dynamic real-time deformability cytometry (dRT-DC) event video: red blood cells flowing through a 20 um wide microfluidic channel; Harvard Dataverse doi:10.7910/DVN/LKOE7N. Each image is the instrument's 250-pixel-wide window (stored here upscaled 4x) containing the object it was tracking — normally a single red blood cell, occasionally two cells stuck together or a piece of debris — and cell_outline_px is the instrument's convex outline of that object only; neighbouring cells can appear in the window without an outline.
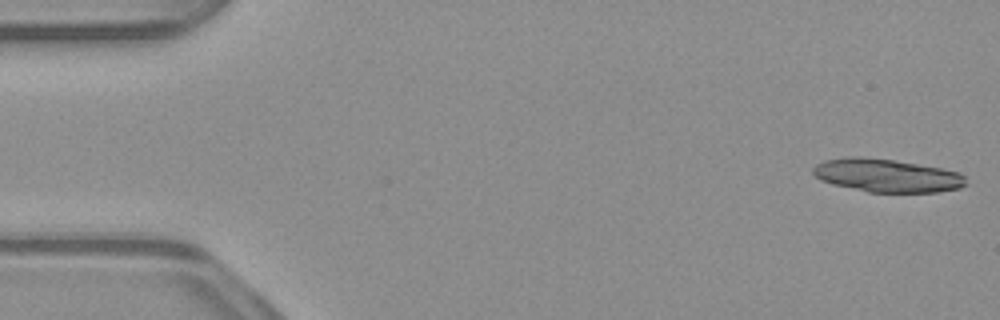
{"species": "common noctule bat (a hibernating species)", "species_latin": "Nyctalus noctula", "temperature_condition": "warm", "stored_images_in_passage": 38, "camera_frame_rate_fps": 3000, "um_per_image_px": 0.085, "animal": {"sex": "male", "body_mass_g": 23.1, "forearm_length_mm": 52.7}, "frame": {"image": 1, "passage_image": 1, "time_ms": 0.0, "image_size_px": [1000, 320], "cell_outline_px": [[968, 184], [960, 188], [936, 192], [868, 192], [832, 184], [820, 180], [812, 172], [812, 168], [816, 164], [824, 160], [848, 156], [860, 156], [892, 160], [940, 168], [960, 172], [964, 176]], "centroid_in_image_um": [75.36, 14.92], "position_along_channel_um": 9.6, "area_um2": 29.59}}
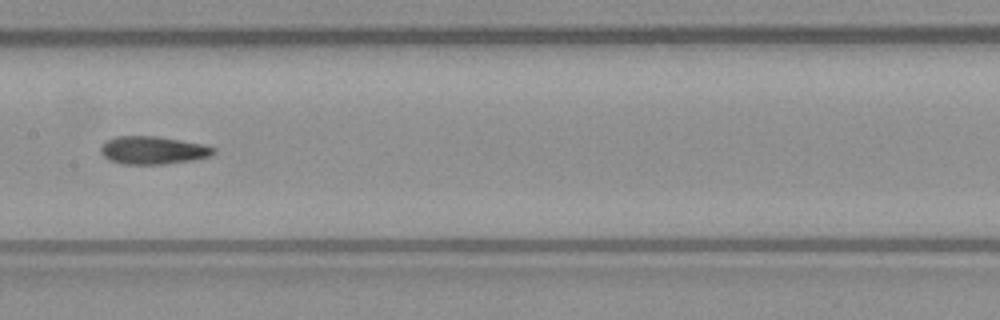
{"frame": {"image": 2, "passage_image": 26, "time_ms": 8.333, "image_size_px": [1000, 320], "cell_outline_px": [[216, 152], [212, 156], [192, 160], [164, 164], [124, 164], [112, 160], [104, 156], [100, 152], [100, 148], [108, 140], [116, 136], [156, 136], [204, 144], [216, 148]], "centroid_in_image_um": [13.05, 12.77], "position_along_channel_um": 194.3, "area_um2": 18.26}}
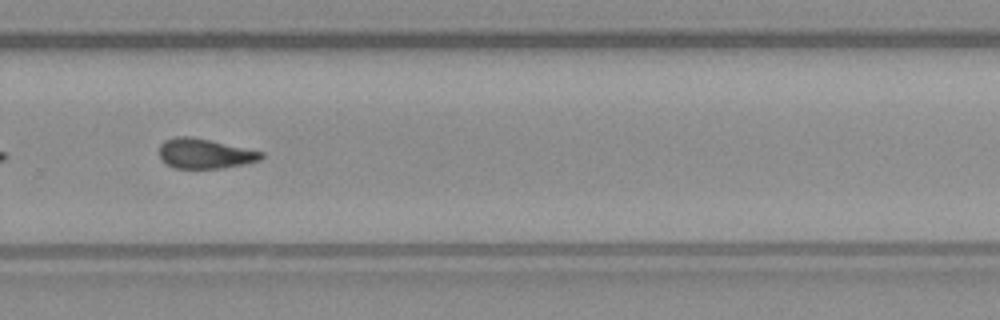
{"frame": {"image": 3, "passage_image": 35, "time_ms": 11.333, "image_size_px": [1000, 320], "cell_outline_px": [[264, 156], [260, 160], [244, 164], [220, 168], [176, 168], [160, 160], [160, 144], [164, 140], [176, 136], [188, 136], [208, 140], [264, 152]], "centroid_in_image_um": [17.39, 13.05], "position_along_channel_um": 312.4, "area_um2": 17.57}}